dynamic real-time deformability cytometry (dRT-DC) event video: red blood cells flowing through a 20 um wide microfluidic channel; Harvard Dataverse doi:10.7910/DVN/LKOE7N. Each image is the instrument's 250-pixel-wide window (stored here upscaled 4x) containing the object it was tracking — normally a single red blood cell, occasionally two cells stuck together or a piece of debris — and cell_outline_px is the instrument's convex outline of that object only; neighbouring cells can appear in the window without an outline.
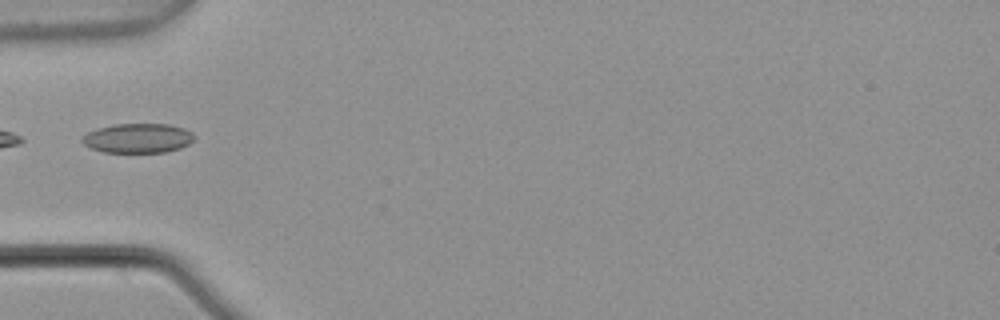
{"species": "common noctule bat (a hibernating species)", "species_latin": "Nyctalus noctula", "temperature_condition": "warm", "stored_images_in_passage": 3, "camera_frame_rate_fps": 3000, "um_per_image_px": 0.085, "animal": {"sex": "male", "body_mass_g": 21.5, "forearm_length_mm": 52.0}, "frame": {"image": 1, "passage_image": 3, "time_ms": 0.667, "image_size_px": [1000, 320], "cell_outline_px": [[196, 136], [188, 144], [180, 148], [164, 152], [104, 152], [92, 148], [84, 144], [80, 140], [80, 136], [96, 128], [116, 124], [168, 124], [184, 128], [192, 132]], "centroid_in_image_um": [11.7, 11.74], "position_along_channel_um": 73.3, "area_um2": 19.31}}